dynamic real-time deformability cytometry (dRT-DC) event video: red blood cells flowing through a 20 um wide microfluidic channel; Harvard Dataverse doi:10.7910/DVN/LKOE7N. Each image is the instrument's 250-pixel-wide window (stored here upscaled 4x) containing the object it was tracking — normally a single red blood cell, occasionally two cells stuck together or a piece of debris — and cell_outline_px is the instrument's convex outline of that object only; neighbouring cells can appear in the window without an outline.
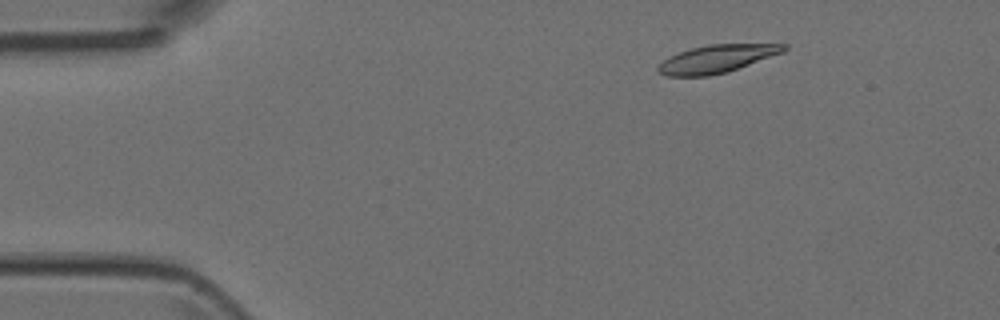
{"species": "Egyptian fruit bat (a non-hibernating species)", "species_latin": "Rousettus aegyptiacus", "temperature_condition": "room temperature", "stored_images_in_passage": 4, "camera_frame_rate_fps": 3000, "um_per_image_px": 0.085, "animal": {"sex": "female"}, "frame": {"image": 1, "passage_image": 2, "time_ms": 1.0, "image_size_px": [1000, 320], "cell_outline_px": [[788, 48], [784, 52], [724, 72], [708, 76], [668, 76], [660, 72], [656, 68], [668, 56], [692, 48], [708, 44], [788, 44]], "centroid_in_image_um": [60.92, 4.99], "position_along_channel_um": 24.1, "area_um2": 20.0}}